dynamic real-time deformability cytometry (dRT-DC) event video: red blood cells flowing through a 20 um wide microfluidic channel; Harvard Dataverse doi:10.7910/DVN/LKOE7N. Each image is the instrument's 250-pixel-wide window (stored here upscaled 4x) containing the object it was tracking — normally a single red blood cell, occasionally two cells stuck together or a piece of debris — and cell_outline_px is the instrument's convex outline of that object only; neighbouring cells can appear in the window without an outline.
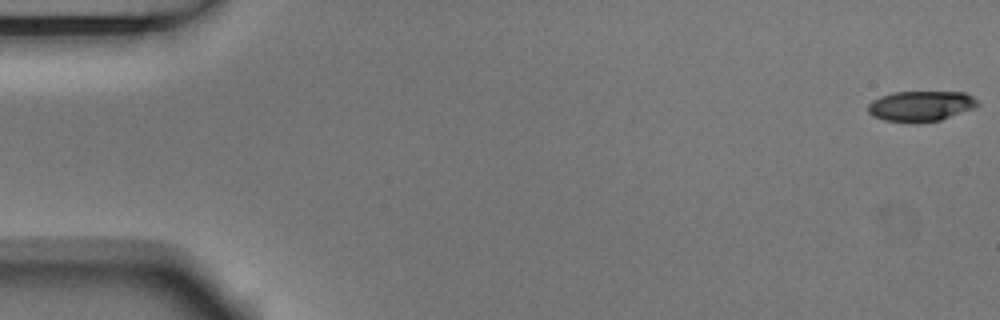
{"species": "Egyptian fruit bat (a non-hibernating species)", "species_latin": "Rousettus aegyptiacus", "temperature_condition": "room temperature", "stored_images_in_passage": 5, "camera_frame_rate_fps": 3000, "um_per_image_px": 0.085, "animal": {"sex": "male"}, "frame": {"image": 1, "passage_image": 1, "time_ms": 0.0, "image_size_px": [1000, 320], "cell_outline_px": [[980, 104], [976, 108], [940, 120], [916, 124], [908, 124], [884, 120], [872, 116], [868, 112], [868, 104], [872, 100], [880, 96], [892, 92], [964, 92], [972, 96]], "centroid_in_image_um": [78.25, 9.04], "position_along_channel_um": 6.8, "area_um2": 19.88}}
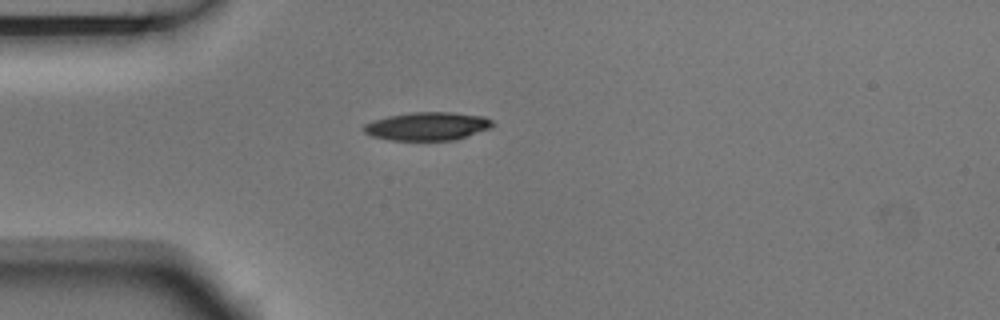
{"frame": {"image": 2, "passage_image": 5, "time_ms": 1.333, "image_size_px": [1000, 320], "cell_outline_px": [[496, 124], [492, 128], [456, 140], [392, 140], [372, 136], [364, 132], [360, 128], [364, 124], [372, 120], [388, 116], [412, 112], [452, 112], [484, 116], [492, 120]], "centroid_in_image_um": [36.35, 10.72], "position_along_channel_um": 48.7, "area_um2": 21.5}}